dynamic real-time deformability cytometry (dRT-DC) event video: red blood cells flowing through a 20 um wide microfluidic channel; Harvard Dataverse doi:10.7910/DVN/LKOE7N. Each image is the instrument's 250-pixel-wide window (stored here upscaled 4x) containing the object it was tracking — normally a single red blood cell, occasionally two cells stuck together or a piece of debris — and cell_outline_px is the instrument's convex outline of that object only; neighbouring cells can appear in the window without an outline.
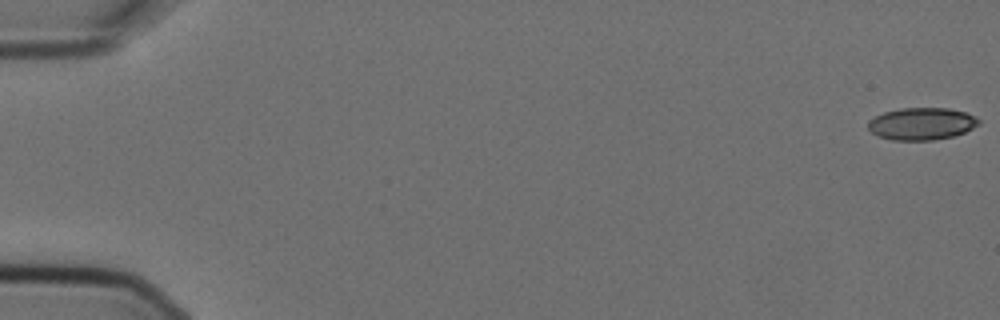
{"species": "Egyptian fruit bat (a non-hibernating species)", "species_latin": "Rousettus aegyptiacus", "temperature_condition": "cold", "stored_images_in_passage": 6, "camera_frame_rate_fps": 3000, "um_per_image_px": 0.085, "animal": {"sex": "female"}, "frame": {"image": 1, "passage_image": 1, "time_ms": 0.0, "image_size_px": [1000, 320], "cell_outline_px": [[980, 124], [964, 132], [952, 136], [932, 140], [892, 140], [876, 136], [868, 128], [868, 120], [884, 112], [900, 108], [948, 108], [964, 112], [976, 116], [980, 120]], "centroid_in_image_um": [78.33, 10.52], "position_along_channel_um": 6.7, "area_um2": 20.81}}
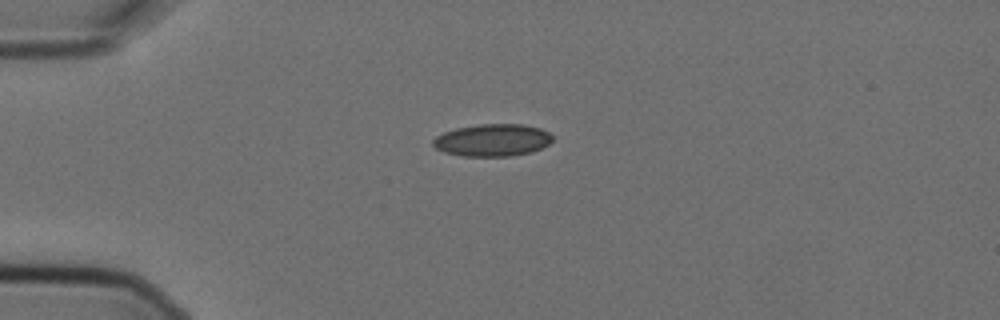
{"frame": {"image": 2, "passage_image": 5, "time_ms": 1.333, "image_size_px": [1000, 320], "cell_outline_px": [[552, 140], [548, 144], [532, 152], [508, 156], [460, 156], [444, 152], [436, 148], [432, 144], [432, 140], [436, 136], [444, 132], [456, 128], [480, 124], [524, 124], [540, 128], [548, 132], [552, 136]], "centroid_in_image_um": [41.84, 11.91], "position_along_channel_um": 43.2, "area_um2": 22.48}}